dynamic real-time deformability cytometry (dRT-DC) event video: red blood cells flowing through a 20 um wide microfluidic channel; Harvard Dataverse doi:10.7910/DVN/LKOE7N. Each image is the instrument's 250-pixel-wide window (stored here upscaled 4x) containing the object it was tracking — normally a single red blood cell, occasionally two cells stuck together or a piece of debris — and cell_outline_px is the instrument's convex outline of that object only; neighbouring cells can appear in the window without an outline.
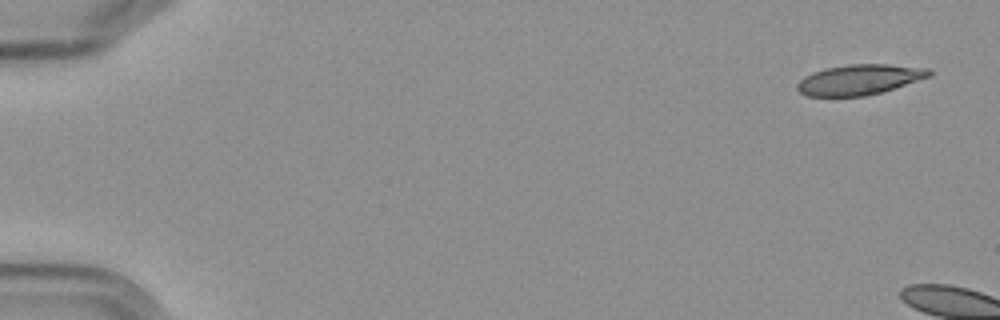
{"species": "Egyptian fruit bat (a non-hibernating species)", "species_latin": "Rousettus aegyptiacus", "temperature_condition": "cold", "stored_images_in_passage": 3, "camera_frame_rate_fps": 3000, "um_per_image_px": 0.085, "frame": {"image": 1, "passage_image": 1, "time_ms": 0.0, "image_size_px": [1000, 320], "cell_outline_px": [[932, 76], [880, 92], [864, 96], [808, 96], [800, 92], [796, 88], [796, 84], [804, 76], [812, 72], [824, 68], [848, 64], [888, 64], [928, 68], [932, 72]], "centroid_in_image_um": [73.03, 6.76], "position_along_channel_um": 12.0, "area_um2": 23.29}}